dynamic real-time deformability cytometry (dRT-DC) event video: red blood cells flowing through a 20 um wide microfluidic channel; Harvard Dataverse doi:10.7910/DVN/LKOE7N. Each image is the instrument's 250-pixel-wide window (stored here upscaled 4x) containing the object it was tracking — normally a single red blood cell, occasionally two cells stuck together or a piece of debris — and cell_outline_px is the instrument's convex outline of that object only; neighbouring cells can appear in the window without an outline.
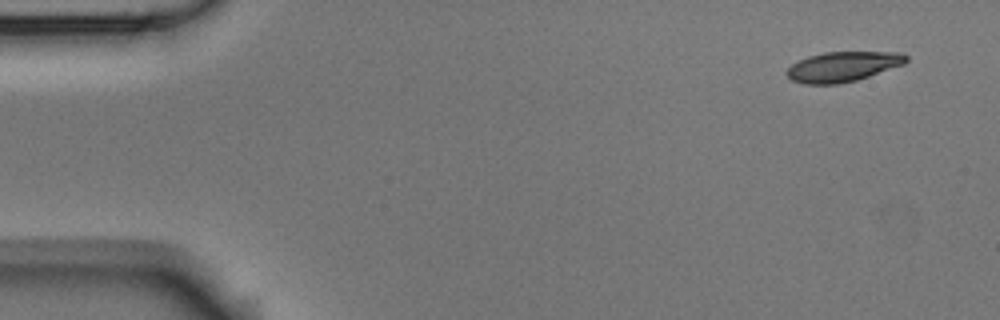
{"species": "Egyptian fruit bat (a non-hibernating species)", "species_latin": "Rousettus aegyptiacus", "temperature_condition": "room temperature", "stored_images_in_passage": 6, "camera_frame_rate_fps": 3000, "um_per_image_px": 0.085, "animal": {"sex": "male"}, "frame": {"image": 1, "passage_image": 1, "time_ms": 0.0, "image_size_px": [1000, 320], "cell_outline_px": [[908, 60], [904, 64], [856, 80], [840, 84], [804, 84], [792, 80], [784, 72], [792, 64], [808, 56], [824, 52], [904, 52], [908, 56]], "centroid_in_image_um": [71.64, 5.66], "position_along_channel_um": 13.4, "area_um2": 20.87}}
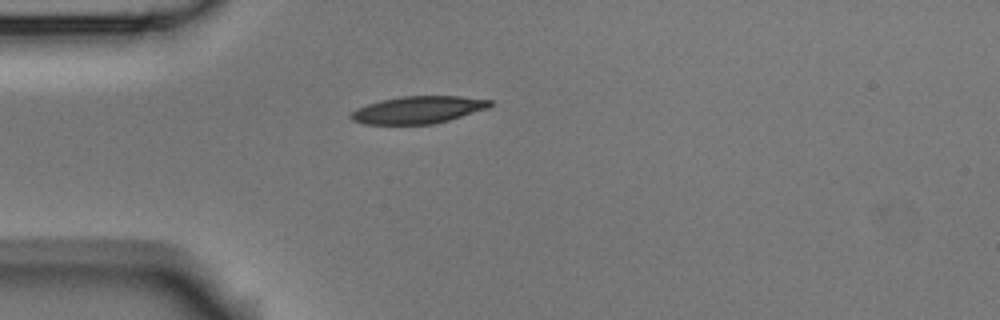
{"frame": {"image": 2, "passage_image": 4, "time_ms": 1.0, "image_size_px": [1000, 320], "cell_outline_px": [[492, 104], [488, 108], [448, 120], [432, 124], [364, 124], [352, 120], [348, 116], [356, 108], [380, 100], [404, 96], [460, 96], [492, 100]], "centroid_in_image_um": [35.52, 9.33], "position_along_channel_um": 49.5, "area_um2": 22.02}}
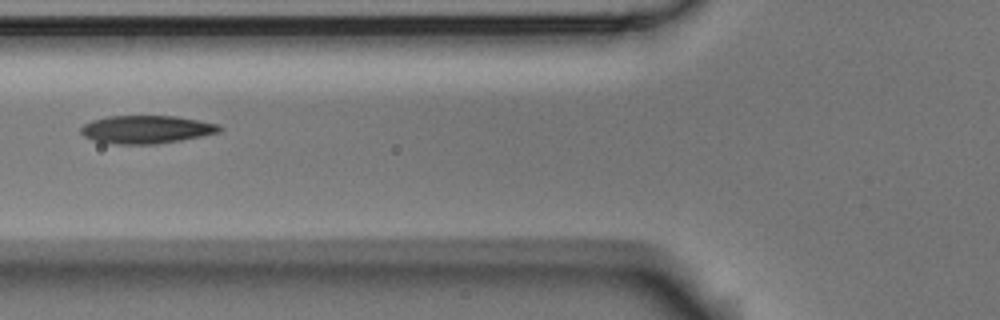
{"frame": {"image": 3, "passage_image": 6, "time_ms": 1.667, "image_size_px": [1000, 320], "cell_outline_px": [[224, 128], [220, 132], [180, 140], [156, 144], [116, 144], [96, 140], [84, 136], [80, 132], [80, 128], [84, 124], [92, 120], [108, 116], [176, 116], [200, 120], [220, 124]], "centroid_in_image_um": [12.48, 10.99], "position_along_channel_um": 113.3, "area_um2": 22.6}}